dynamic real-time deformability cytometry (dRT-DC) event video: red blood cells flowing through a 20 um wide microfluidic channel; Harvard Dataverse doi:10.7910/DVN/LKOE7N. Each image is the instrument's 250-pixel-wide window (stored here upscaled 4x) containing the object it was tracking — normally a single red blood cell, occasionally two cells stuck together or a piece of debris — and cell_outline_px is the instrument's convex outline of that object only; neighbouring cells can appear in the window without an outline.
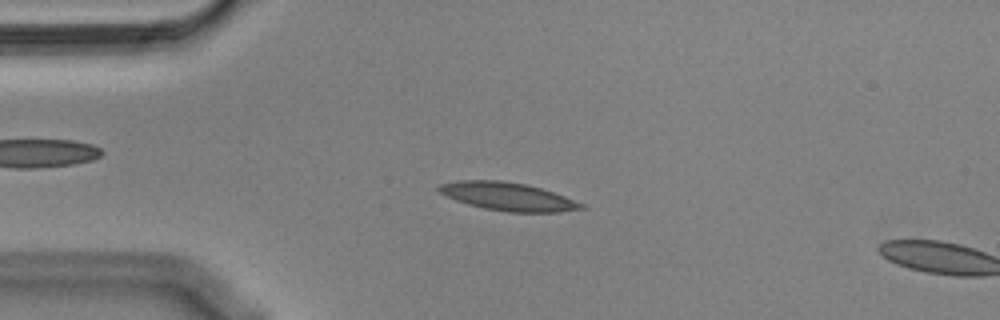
{"species": "Egyptian fruit bat (a non-hibernating species)", "species_latin": "Rousettus aegyptiacus", "temperature_condition": "cold", "stored_images_in_passage": 14, "camera_frame_rate_fps": 3000, "um_per_image_px": 0.085, "animal": {"sex": "male"}, "frame": {"image": 1, "passage_image": 12, "time_ms": 3.667, "image_size_px": [1000, 320], "cell_outline_px": [[588, 208], [560, 212], [508, 212], [484, 208], [468, 204], [456, 200], [440, 192], [436, 188], [440, 184], [460, 180], [500, 180], [524, 184], [540, 188], [564, 196], [584, 204]], "centroid_in_image_um": [43.19, 16.71], "position_along_channel_um": 41.8, "area_um2": 23.12}}